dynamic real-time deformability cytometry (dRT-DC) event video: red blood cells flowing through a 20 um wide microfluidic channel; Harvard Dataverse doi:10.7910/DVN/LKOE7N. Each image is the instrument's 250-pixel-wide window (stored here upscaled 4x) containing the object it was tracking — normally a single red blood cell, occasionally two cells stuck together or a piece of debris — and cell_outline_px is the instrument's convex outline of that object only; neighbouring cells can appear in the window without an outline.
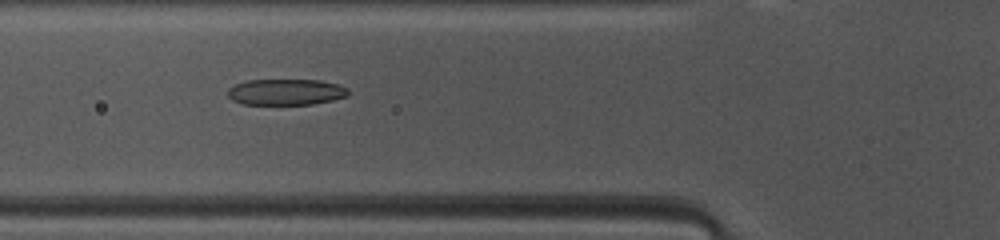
{"species": "common noctule bat (a hibernating species)", "species_latin": "Nyctalus noctula", "temperature_condition": "warm", "stored_images_in_passage": 46, "camera_frame_rate_fps": 3000, "um_per_image_px": 0.085, "animal": {"sex": "female", "body_mass_g": 10.0, "forearm_length_mm": 53.1}, "frame": {"image": 1, "passage_image": 15, "time_ms": 4.667, "image_size_px": [1000, 240], "cell_outline_px": [[348, 96], [332, 100], [312, 104], [244, 104], [232, 100], [228, 96], [228, 88], [236, 84], [248, 80], [320, 80], [340, 84], [348, 88]], "centroid_in_image_um": [24.33, 7.81], "position_along_channel_um": 101.5, "area_um2": 18.32}}
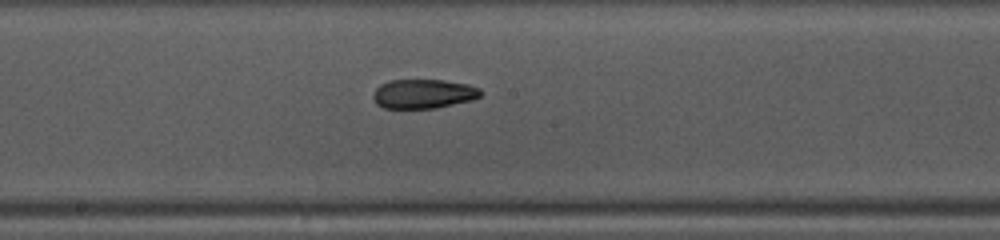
{"frame": {"image": 2, "passage_image": 23, "time_ms": 7.333, "image_size_px": [1000, 240], "cell_outline_px": [[480, 96], [472, 100], [436, 108], [384, 108], [376, 104], [372, 96], [372, 92], [380, 84], [388, 80], [444, 80], [468, 84], [480, 88]], "centroid_in_image_um": [35.95, 7.97], "position_along_channel_um": 212.2, "area_um2": 18.44}}
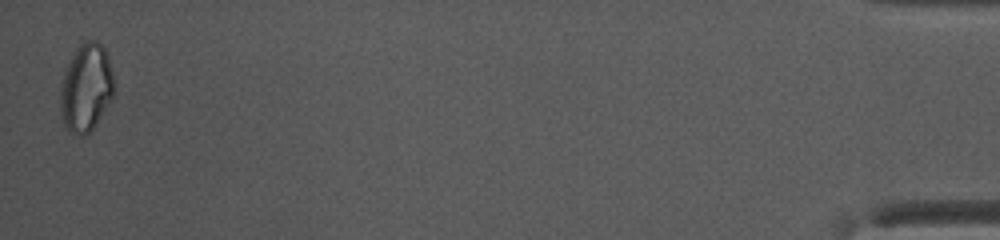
{"frame": {"image": 3, "passage_image": 46, "time_ms": 15.0, "image_size_px": [1000, 240], "cell_outline_px": [[112, 96], [92, 128], [84, 136], [80, 136], [68, 132], [64, 124], [60, 108], [60, 84], [68, 60], [76, 48], [80, 44], [88, 40], [96, 40], [104, 48], [112, 72]], "centroid_in_image_um": [7.26, 7.44], "position_along_channel_um": 427.9, "area_um2": 27.05}, "authors_computed_cell_mechanics": {"area_um2": 19.8254, "velocity_mm_per_s": 4.122, "shape_relaxation_time_tau1_ms": null, "shape_relaxation_time_tau2_ms": 2.9071, "deformation_change_tau1": null, "deformation_change_tau2": 0.0934}}